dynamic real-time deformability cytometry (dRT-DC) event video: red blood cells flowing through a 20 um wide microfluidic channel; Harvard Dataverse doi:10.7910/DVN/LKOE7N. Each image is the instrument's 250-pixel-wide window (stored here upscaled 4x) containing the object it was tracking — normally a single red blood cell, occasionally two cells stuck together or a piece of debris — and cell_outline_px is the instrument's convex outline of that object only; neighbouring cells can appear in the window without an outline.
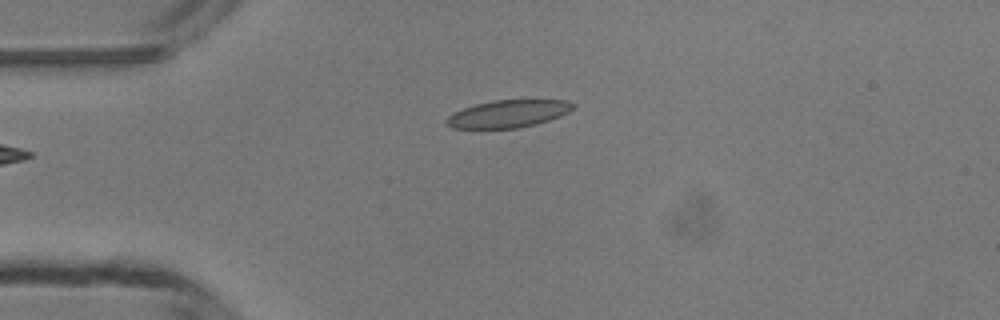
{"species": "common noctule bat (a hibernating species)", "species_latin": "Nyctalus noctula", "temperature_condition": "room temperature", "stored_images_in_passage": 32, "camera_frame_rate_fps": 3000, "um_per_image_px": 0.085, "animal": {"sex": "male", "body_mass_g": 13.3}, "frame": {"image": 1, "passage_image": 1, "time_ms": 0.0, "image_size_px": [1000, 320], "cell_outline_px": [[576, 104], [568, 112], [560, 116], [536, 124], [516, 128], [452, 128], [448, 124], [448, 116], [464, 108], [476, 104], [492, 100], [568, 100]], "centroid_in_image_um": [43.24, 9.66], "position_along_channel_um": 41.8, "area_um2": 19.94}}
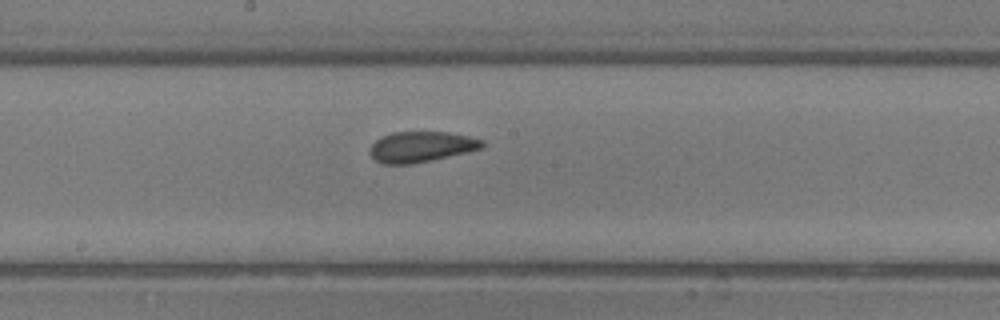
{"frame": {"image": 2, "passage_image": 15, "time_ms": 4.667, "image_size_px": [1000, 320], "cell_outline_px": [[484, 148], [468, 152], [432, 160], [412, 164], [380, 164], [368, 152], [372, 144], [380, 136], [392, 132], [448, 132], [468, 136], [484, 140]], "centroid_in_image_um": [35.8, 12.48], "position_along_channel_um": 212.4, "area_um2": 20.23}}
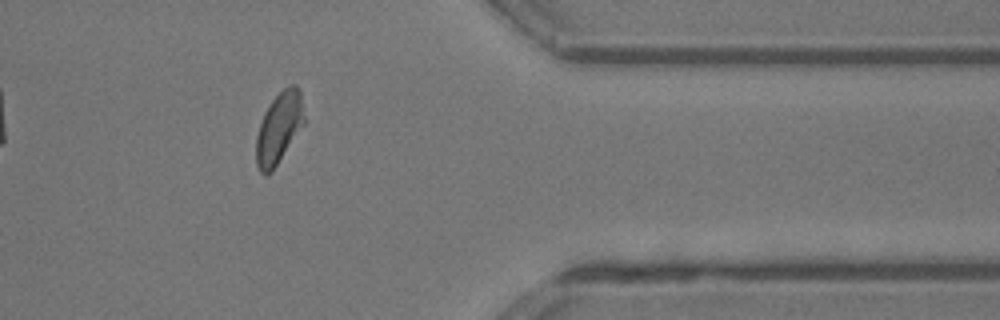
{"frame": {"image": 3, "passage_image": 29, "time_ms": 9.333, "image_size_px": [1000, 320], "cell_outline_px": [[304, 124], [272, 172], [264, 176], [260, 172], [256, 164], [256, 136], [264, 112], [272, 100], [284, 88], [292, 84], [296, 84], [300, 88], [304, 116]], "centroid_in_image_um": [23.71, 10.89], "position_along_channel_um": 387.7, "area_um2": 19.88}, "authors_computed_cell_mechanics": {"area_um2": 20.0855, "velocity_mm_per_s": 4.1847, "shape_relaxation_time_tau1_ms": 6.8637, "shape_relaxation_time_tau2_ms": 1.3243, "deformation_change_tau1": 0.1396, "deformation_change_tau2": 0.0828}}